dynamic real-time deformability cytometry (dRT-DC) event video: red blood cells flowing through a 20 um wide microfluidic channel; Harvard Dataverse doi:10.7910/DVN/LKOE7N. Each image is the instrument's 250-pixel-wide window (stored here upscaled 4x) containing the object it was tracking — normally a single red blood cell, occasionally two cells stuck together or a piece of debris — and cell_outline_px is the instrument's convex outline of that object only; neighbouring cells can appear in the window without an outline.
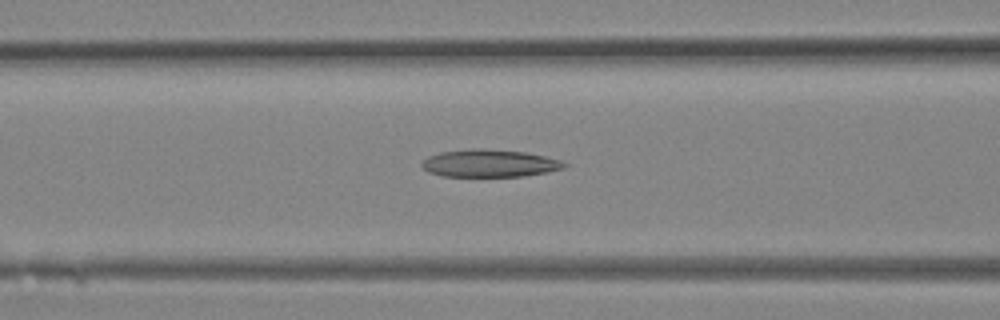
{"species": "Egyptian fruit bat (a non-hibernating species)", "species_latin": "Rousettus aegyptiacus", "temperature_condition": "room temperature", "stored_images_in_passage": 32, "camera_frame_rate_fps": 3000, "um_per_image_px": 0.085, "animal": {"sex": "female"}, "frame": {"image": 1, "passage_image": 13, "time_ms": 4.0, "image_size_px": [1000, 320], "cell_outline_px": [[568, 164], [564, 168], [548, 172], [524, 176], [440, 176], [428, 172], [420, 164], [428, 156], [440, 152], [472, 148], [480, 148], [524, 152], [544, 156], [560, 160]], "centroid_in_image_um": [41.59, 13.88], "position_along_channel_um": 125.0, "area_um2": 22.83}}
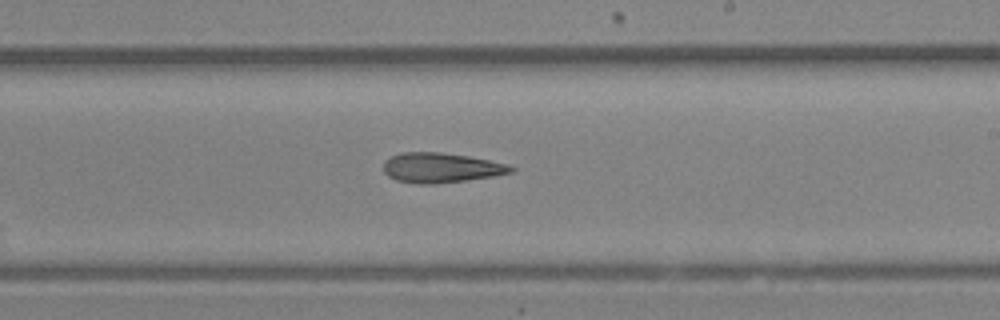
{"frame": {"image": 2, "passage_image": 19, "time_ms": 6.0, "image_size_px": [1000, 320], "cell_outline_px": [[516, 168], [512, 172], [492, 176], [468, 180], [436, 184], [420, 184], [396, 180], [388, 176], [384, 172], [384, 160], [400, 152], [440, 152], [468, 156], [508, 164]], "centroid_in_image_um": [37.47, 14.26], "position_along_channel_um": 251.5, "area_um2": 22.2}}
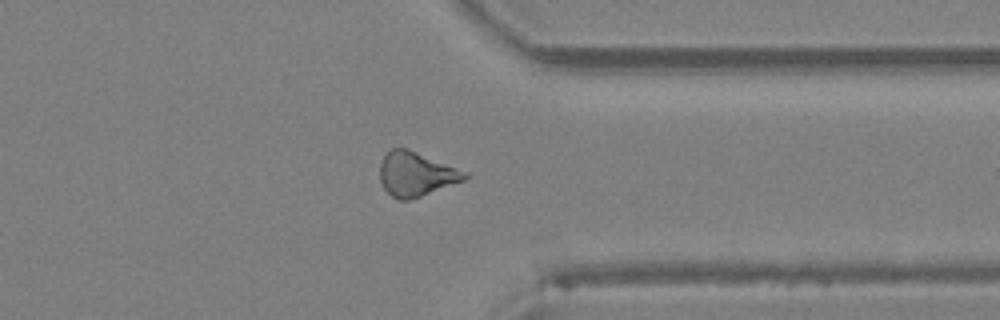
{"frame": {"image": 3, "passage_image": 25, "time_ms": 8.0, "image_size_px": [1000, 320], "cell_outline_px": [[468, 176], [464, 180], [420, 196], [408, 200], [396, 200], [384, 188], [380, 180], [380, 164], [384, 156], [392, 148], [408, 148], [468, 172]], "centroid_in_image_um": [35.35, 14.79], "position_along_channel_um": 376.1, "area_um2": 21.68}}